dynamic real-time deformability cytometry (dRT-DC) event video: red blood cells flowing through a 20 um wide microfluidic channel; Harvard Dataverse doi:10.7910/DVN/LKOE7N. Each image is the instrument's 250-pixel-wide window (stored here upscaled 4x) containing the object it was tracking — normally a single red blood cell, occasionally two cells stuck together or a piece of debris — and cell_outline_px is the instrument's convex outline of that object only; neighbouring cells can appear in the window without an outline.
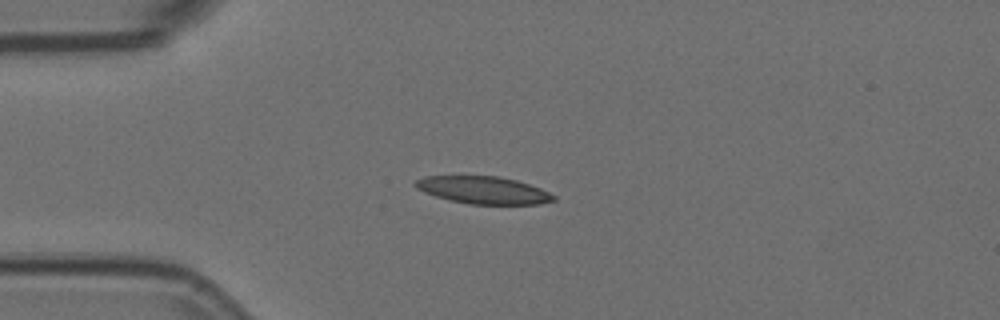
{"species": "Egyptian fruit bat (a non-hibernating species)", "species_latin": "Rousettus aegyptiacus", "temperature_condition": "room temperature", "stored_images_in_passage": 2, "camera_frame_rate_fps": 3000, "um_per_image_px": 0.085, "animal": {"sex": "female"}, "frame": {"image": 1, "passage_image": 1, "time_ms": 0.0, "image_size_px": [1000, 320], "cell_outline_px": [[556, 200], [540, 204], [468, 204], [448, 200], [424, 192], [416, 188], [412, 184], [416, 180], [424, 176], [496, 176], [516, 180], [540, 188], [556, 196]], "centroid_in_image_um": [41.06, 16.16], "position_along_channel_um": 43.9, "area_um2": 22.08}}